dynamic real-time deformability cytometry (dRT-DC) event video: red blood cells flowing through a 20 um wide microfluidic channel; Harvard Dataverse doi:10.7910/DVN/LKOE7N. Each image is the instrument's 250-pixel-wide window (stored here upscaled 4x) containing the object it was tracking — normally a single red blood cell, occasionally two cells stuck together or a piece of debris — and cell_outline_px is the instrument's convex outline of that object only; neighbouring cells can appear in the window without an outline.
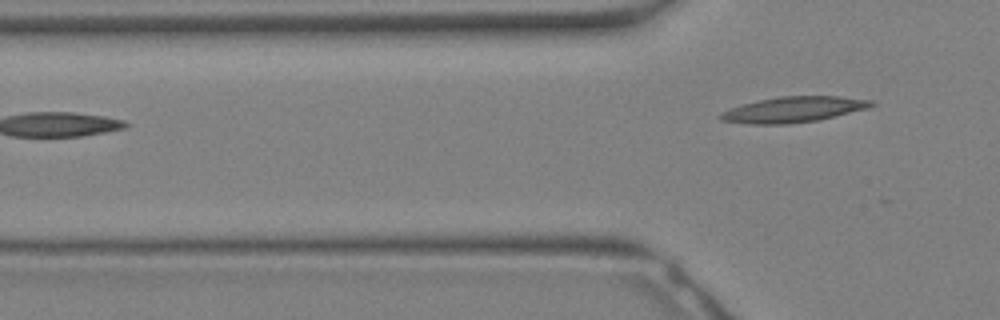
{"species": "Egyptian fruit bat (a non-hibernating species)", "species_latin": "Rousettus aegyptiacus", "temperature_condition": "warm", "stored_images_in_passage": 9, "segment_of_instrument_passage": [2, 2], "camera_frame_rate_fps": 3000, "um_per_image_px": 0.085, "animal": {"sex": "female"}, "frame": {"image": 1, "passage_image": 9, "time_ms": 2.667, "image_size_px": [1000, 320], "cell_outline_px": [[876, 104], [872, 108], [836, 116], [816, 120], [788, 124], [748, 124], [720, 120], [716, 116], [720, 112], [744, 104], [760, 100], [780, 96], [840, 96], [872, 100]], "centroid_in_image_um": [67.49, 9.31], "position_along_channel_um": 58.3, "area_um2": 22.66}}